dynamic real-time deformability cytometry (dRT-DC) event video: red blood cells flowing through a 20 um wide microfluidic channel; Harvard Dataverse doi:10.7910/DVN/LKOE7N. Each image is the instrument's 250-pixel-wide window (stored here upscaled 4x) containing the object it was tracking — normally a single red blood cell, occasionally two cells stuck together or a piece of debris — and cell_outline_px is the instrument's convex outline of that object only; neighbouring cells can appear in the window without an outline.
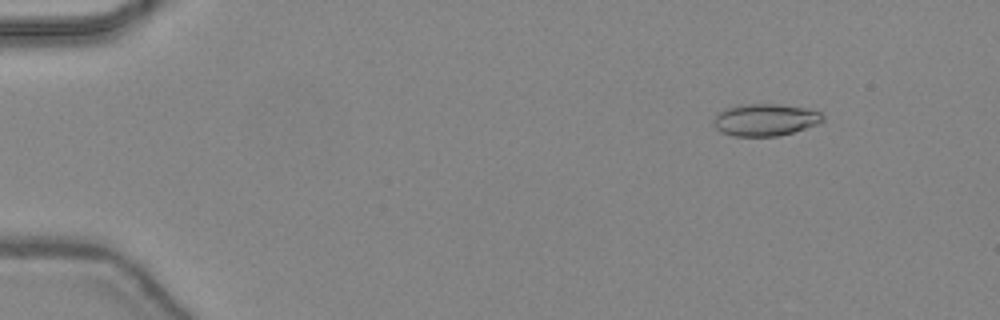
{"species": "common noctule bat (a hibernating species)", "species_latin": "Nyctalus noctula", "temperature_condition": "warm", "stored_images_in_passage": 47, "camera_frame_rate_fps": 3000, "um_per_image_px": 0.085, "animal": {"sex": "female", "body_mass_g": 24.6, "forearm_length_mm": 56.2}, "frame": {"image": 1, "passage_image": 6, "time_ms": 1.667, "image_size_px": [1000, 320], "cell_outline_px": [[824, 120], [816, 124], [792, 132], [776, 136], [732, 136], [720, 132], [712, 124], [712, 120], [716, 112], [724, 108], [740, 104], [780, 104], [804, 108], [820, 112], [824, 116]], "centroid_in_image_um": [64.95, 10.17], "position_along_channel_um": 20.0, "area_um2": 20.58}}
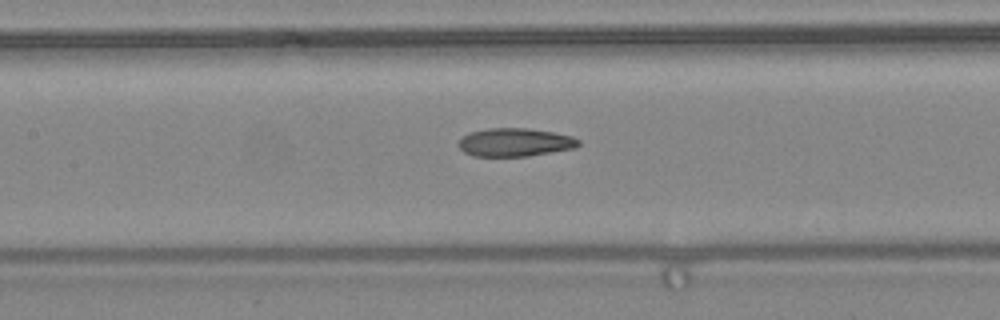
{"frame": {"image": 2, "passage_image": 23, "time_ms": 7.333, "image_size_px": [1000, 320], "cell_outline_px": [[580, 144], [576, 148], [528, 156], [472, 156], [464, 152], [456, 144], [468, 132], [488, 128], [524, 128], [552, 132], [572, 136], [580, 140]], "centroid_in_image_um": [43.76, 12.1], "position_along_channel_um": 163.6, "area_um2": 19.83}}
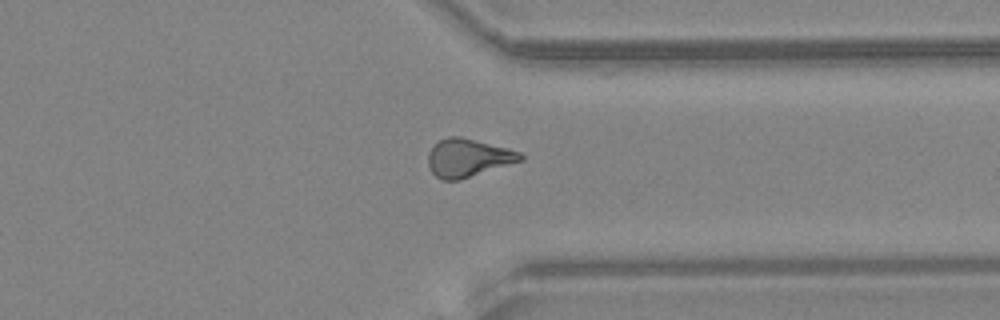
{"frame": {"image": 3, "passage_image": 37, "time_ms": 12.0, "image_size_px": [1000, 320], "cell_outline_px": [[524, 160], [460, 180], [444, 180], [436, 176], [432, 172], [428, 164], [428, 152], [436, 140], [448, 136], [460, 136], [508, 148], [520, 152], [524, 156]], "centroid_in_image_um": [39.77, 13.4], "position_along_channel_um": 371.6, "area_um2": 20.69}, "authors_computed_cell_mechanics": {"area_um2": 20.23, "velocity_mm_per_s": 4.4809, "shape_relaxation_time_tau1_ms": null, "shape_relaxation_time_tau2_ms": 3.1472, "deformation_change_tau1": null, "deformation_change_tau2": 0.1098}}